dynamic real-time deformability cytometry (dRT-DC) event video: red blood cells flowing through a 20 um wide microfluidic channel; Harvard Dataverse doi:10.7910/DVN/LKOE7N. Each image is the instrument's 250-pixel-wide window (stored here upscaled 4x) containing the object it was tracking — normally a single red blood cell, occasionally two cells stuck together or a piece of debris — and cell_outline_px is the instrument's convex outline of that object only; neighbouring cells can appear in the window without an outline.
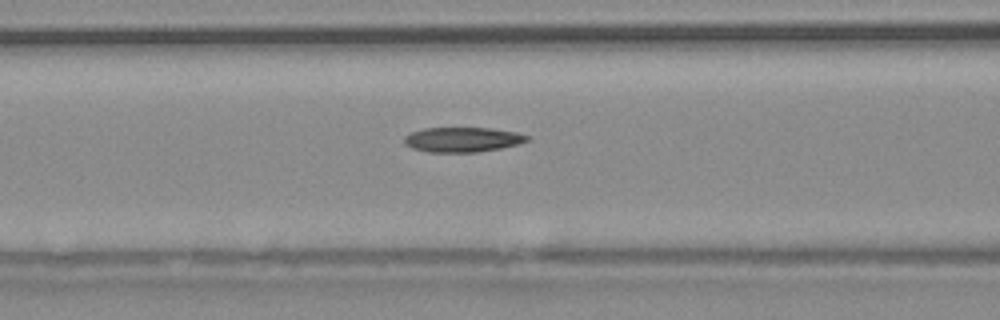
{"species": "common noctule bat (a hibernating species)", "species_latin": "Nyctalus noctula", "temperature_condition": "warm", "stored_images_in_passage": 30, "camera_frame_rate_fps": 3000, "um_per_image_px": 0.085, "animal": {"sex": "male", "body_mass_g": 20.4}, "frame": {"image": 1, "passage_image": 9, "time_ms": 2.667, "image_size_px": [1000, 320], "cell_outline_px": [[532, 140], [500, 148], [476, 152], [428, 152], [412, 148], [404, 144], [404, 136], [412, 132], [424, 128], [492, 128], [516, 132], [528, 136]], "centroid_in_image_um": [39.3, 11.86], "position_along_channel_um": 127.3, "area_um2": 17.74}}